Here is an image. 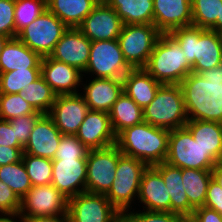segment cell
<instances>
[{"label":"cell","instance_id":"cell-36","mask_svg":"<svg viewBox=\"0 0 222 222\" xmlns=\"http://www.w3.org/2000/svg\"><path fill=\"white\" fill-rule=\"evenodd\" d=\"M22 161L26 168L32 186L51 184L52 160L48 158L22 154Z\"/></svg>","mask_w":222,"mask_h":222},{"label":"cell","instance_id":"cell-14","mask_svg":"<svg viewBox=\"0 0 222 222\" xmlns=\"http://www.w3.org/2000/svg\"><path fill=\"white\" fill-rule=\"evenodd\" d=\"M89 111L83 96L77 93L57 95L48 115L63 135H76Z\"/></svg>","mask_w":222,"mask_h":222},{"label":"cell","instance_id":"cell-10","mask_svg":"<svg viewBox=\"0 0 222 222\" xmlns=\"http://www.w3.org/2000/svg\"><path fill=\"white\" fill-rule=\"evenodd\" d=\"M122 152L116 145L89 150L87 154L86 191L106 194L115 179L118 160Z\"/></svg>","mask_w":222,"mask_h":222},{"label":"cell","instance_id":"cell-53","mask_svg":"<svg viewBox=\"0 0 222 222\" xmlns=\"http://www.w3.org/2000/svg\"><path fill=\"white\" fill-rule=\"evenodd\" d=\"M9 39H10L9 37L0 34V55L2 53L4 45L7 43Z\"/></svg>","mask_w":222,"mask_h":222},{"label":"cell","instance_id":"cell-8","mask_svg":"<svg viewBox=\"0 0 222 222\" xmlns=\"http://www.w3.org/2000/svg\"><path fill=\"white\" fill-rule=\"evenodd\" d=\"M131 69L123 57L117 39L92 41L89 62L83 76L85 79L92 75V78L122 79Z\"/></svg>","mask_w":222,"mask_h":222},{"label":"cell","instance_id":"cell-25","mask_svg":"<svg viewBox=\"0 0 222 222\" xmlns=\"http://www.w3.org/2000/svg\"><path fill=\"white\" fill-rule=\"evenodd\" d=\"M161 174L165 186L168 189L171 202V213H177L189 218L194 211V207L189 203L182 180V169L174 167L166 162L153 165Z\"/></svg>","mask_w":222,"mask_h":222},{"label":"cell","instance_id":"cell-21","mask_svg":"<svg viewBox=\"0 0 222 222\" xmlns=\"http://www.w3.org/2000/svg\"><path fill=\"white\" fill-rule=\"evenodd\" d=\"M62 133L48 114H43L35 123L23 153L53 160Z\"/></svg>","mask_w":222,"mask_h":222},{"label":"cell","instance_id":"cell-24","mask_svg":"<svg viewBox=\"0 0 222 222\" xmlns=\"http://www.w3.org/2000/svg\"><path fill=\"white\" fill-rule=\"evenodd\" d=\"M123 92L144 109L162 85L144 68H132L123 78Z\"/></svg>","mask_w":222,"mask_h":222},{"label":"cell","instance_id":"cell-50","mask_svg":"<svg viewBox=\"0 0 222 222\" xmlns=\"http://www.w3.org/2000/svg\"><path fill=\"white\" fill-rule=\"evenodd\" d=\"M212 179L215 180L222 188V161H219L211 170Z\"/></svg>","mask_w":222,"mask_h":222},{"label":"cell","instance_id":"cell-13","mask_svg":"<svg viewBox=\"0 0 222 222\" xmlns=\"http://www.w3.org/2000/svg\"><path fill=\"white\" fill-rule=\"evenodd\" d=\"M87 159H53L51 184L70 199L86 191Z\"/></svg>","mask_w":222,"mask_h":222},{"label":"cell","instance_id":"cell-52","mask_svg":"<svg viewBox=\"0 0 222 222\" xmlns=\"http://www.w3.org/2000/svg\"><path fill=\"white\" fill-rule=\"evenodd\" d=\"M219 29H222V5L220 11V19H217L216 23L209 30L217 31Z\"/></svg>","mask_w":222,"mask_h":222},{"label":"cell","instance_id":"cell-22","mask_svg":"<svg viewBox=\"0 0 222 222\" xmlns=\"http://www.w3.org/2000/svg\"><path fill=\"white\" fill-rule=\"evenodd\" d=\"M137 200L144 210L171 212L168 189L161 174L153 166H148L142 175Z\"/></svg>","mask_w":222,"mask_h":222},{"label":"cell","instance_id":"cell-7","mask_svg":"<svg viewBox=\"0 0 222 222\" xmlns=\"http://www.w3.org/2000/svg\"><path fill=\"white\" fill-rule=\"evenodd\" d=\"M161 32L153 24L123 25L118 42L131 68H144Z\"/></svg>","mask_w":222,"mask_h":222},{"label":"cell","instance_id":"cell-12","mask_svg":"<svg viewBox=\"0 0 222 222\" xmlns=\"http://www.w3.org/2000/svg\"><path fill=\"white\" fill-rule=\"evenodd\" d=\"M68 198L52 184L32 186L21 199L22 217H51L68 213Z\"/></svg>","mask_w":222,"mask_h":222},{"label":"cell","instance_id":"cell-47","mask_svg":"<svg viewBox=\"0 0 222 222\" xmlns=\"http://www.w3.org/2000/svg\"><path fill=\"white\" fill-rule=\"evenodd\" d=\"M0 145L22 147L17 140L16 133L8 120L0 119Z\"/></svg>","mask_w":222,"mask_h":222},{"label":"cell","instance_id":"cell-11","mask_svg":"<svg viewBox=\"0 0 222 222\" xmlns=\"http://www.w3.org/2000/svg\"><path fill=\"white\" fill-rule=\"evenodd\" d=\"M70 222H118L123 215L105 194L82 192L68 200Z\"/></svg>","mask_w":222,"mask_h":222},{"label":"cell","instance_id":"cell-1","mask_svg":"<svg viewBox=\"0 0 222 222\" xmlns=\"http://www.w3.org/2000/svg\"><path fill=\"white\" fill-rule=\"evenodd\" d=\"M188 120L222 123V63L191 72L180 84Z\"/></svg>","mask_w":222,"mask_h":222},{"label":"cell","instance_id":"cell-28","mask_svg":"<svg viewBox=\"0 0 222 222\" xmlns=\"http://www.w3.org/2000/svg\"><path fill=\"white\" fill-rule=\"evenodd\" d=\"M222 63V45L216 31L206 29L196 42V63L192 72L200 74Z\"/></svg>","mask_w":222,"mask_h":222},{"label":"cell","instance_id":"cell-42","mask_svg":"<svg viewBox=\"0 0 222 222\" xmlns=\"http://www.w3.org/2000/svg\"><path fill=\"white\" fill-rule=\"evenodd\" d=\"M43 114L39 111H36L33 114L29 115H23L19 116L17 118H14L12 120H9L12 128L14 129L16 133L17 140L19 141V144L24 148L29 140L30 133L35 125V123L38 121V119Z\"/></svg>","mask_w":222,"mask_h":222},{"label":"cell","instance_id":"cell-30","mask_svg":"<svg viewBox=\"0 0 222 222\" xmlns=\"http://www.w3.org/2000/svg\"><path fill=\"white\" fill-rule=\"evenodd\" d=\"M123 25L153 24V0H109Z\"/></svg>","mask_w":222,"mask_h":222},{"label":"cell","instance_id":"cell-32","mask_svg":"<svg viewBox=\"0 0 222 222\" xmlns=\"http://www.w3.org/2000/svg\"><path fill=\"white\" fill-rule=\"evenodd\" d=\"M19 95L30 104V106L42 114H48L55 102L56 94L41 76L39 79L25 87Z\"/></svg>","mask_w":222,"mask_h":222},{"label":"cell","instance_id":"cell-56","mask_svg":"<svg viewBox=\"0 0 222 222\" xmlns=\"http://www.w3.org/2000/svg\"><path fill=\"white\" fill-rule=\"evenodd\" d=\"M118 222H130L125 216H123Z\"/></svg>","mask_w":222,"mask_h":222},{"label":"cell","instance_id":"cell-9","mask_svg":"<svg viewBox=\"0 0 222 222\" xmlns=\"http://www.w3.org/2000/svg\"><path fill=\"white\" fill-rule=\"evenodd\" d=\"M68 27L46 9L31 24L22 29L17 38L42 58L50 56Z\"/></svg>","mask_w":222,"mask_h":222},{"label":"cell","instance_id":"cell-20","mask_svg":"<svg viewBox=\"0 0 222 222\" xmlns=\"http://www.w3.org/2000/svg\"><path fill=\"white\" fill-rule=\"evenodd\" d=\"M153 25L161 33L192 26L191 0H153Z\"/></svg>","mask_w":222,"mask_h":222},{"label":"cell","instance_id":"cell-45","mask_svg":"<svg viewBox=\"0 0 222 222\" xmlns=\"http://www.w3.org/2000/svg\"><path fill=\"white\" fill-rule=\"evenodd\" d=\"M204 206L222 214V188L213 179L209 182Z\"/></svg>","mask_w":222,"mask_h":222},{"label":"cell","instance_id":"cell-49","mask_svg":"<svg viewBox=\"0 0 222 222\" xmlns=\"http://www.w3.org/2000/svg\"><path fill=\"white\" fill-rule=\"evenodd\" d=\"M24 222H70L68 214L51 217H23Z\"/></svg>","mask_w":222,"mask_h":222},{"label":"cell","instance_id":"cell-55","mask_svg":"<svg viewBox=\"0 0 222 222\" xmlns=\"http://www.w3.org/2000/svg\"><path fill=\"white\" fill-rule=\"evenodd\" d=\"M216 32H217V34H218L220 43H221V45H222V29H219V30H217Z\"/></svg>","mask_w":222,"mask_h":222},{"label":"cell","instance_id":"cell-15","mask_svg":"<svg viewBox=\"0 0 222 222\" xmlns=\"http://www.w3.org/2000/svg\"><path fill=\"white\" fill-rule=\"evenodd\" d=\"M123 23L108 4H97L77 27L91 42L118 39Z\"/></svg>","mask_w":222,"mask_h":222},{"label":"cell","instance_id":"cell-3","mask_svg":"<svg viewBox=\"0 0 222 222\" xmlns=\"http://www.w3.org/2000/svg\"><path fill=\"white\" fill-rule=\"evenodd\" d=\"M144 69L162 84L179 85L192 72L180 45L169 33H161Z\"/></svg>","mask_w":222,"mask_h":222},{"label":"cell","instance_id":"cell-46","mask_svg":"<svg viewBox=\"0 0 222 222\" xmlns=\"http://www.w3.org/2000/svg\"><path fill=\"white\" fill-rule=\"evenodd\" d=\"M190 222H222V214L217 211L200 206L194 209L193 214L189 217Z\"/></svg>","mask_w":222,"mask_h":222},{"label":"cell","instance_id":"cell-23","mask_svg":"<svg viewBox=\"0 0 222 222\" xmlns=\"http://www.w3.org/2000/svg\"><path fill=\"white\" fill-rule=\"evenodd\" d=\"M42 57L17 37L10 38L0 55V73L18 69H41Z\"/></svg>","mask_w":222,"mask_h":222},{"label":"cell","instance_id":"cell-18","mask_svg":"<svg viewBox=\"0 0 222 222\" xmlns=\"http://www.w3.org/2000/svg\"><path fill=\"white\" fill-rule=\"evenodd\" d=\"M41 76L56 95L80 93L83 74L77 68L54 60L50 56L41 61Z\"/></svg>","mask_w":222,"mask_h":222},{"label":"cell","instance_id":"cell-4","mask_svg":"<svg viewBox=\"0 0 222 222\" xmlns=\"http://www.w3.org/2000/svg\"><path fill=\"white\" fill-rule=\"evenodd\" d=\"M144 122L155 127L174 130L188 121L184 97L178 84H162L155 98L143 109Z\"/></svg>","mask_w":222,"mask_h":222},{"label":"cell","instance_id":"cell-5","mask_svg":"<svg viewBox=\"0 0 222 222\" xmlns=\"http://www.w3.org/2000/svg\"><path fill=\"white\" fill-rule=\"evenodd\" d=\"M147 167L141 160L125 155L118 160L116 177L105 196L123 216L136 204L141 178Z\"/></svg>","mask_w":222,"mask_h":222},{"label":"cell","instance_id":"cell-33","mask_svg":"<svg viewBox=\"0 0 222 222\" xmlns=\"http://www.w3.org/2000/svg\"><path fill=\"white\" fill-rule=\"evenodd\" d=\"M0 181L6 183L20 200L32 188L22 159L17 163L0 166Z\"/></svg>","mask_w":222,"mask_h":222},{"label":"cell","instance_id":"cell-41","mask_svg":"<svg viewBox=\"0 0 222 222\" xmlns=\"http://www.w3.org/2000/svg\"><path fill=\"white\" fill-rule=\"evenodd\" d=\"M134 210L136 207L124 215L130 222H187L189 220L186 216L177 213Z\"/></svg>","mask_w":222,"mask_h":222},{"label":"cell","instance_id":"cell-37","mask_svg":"<svg viewBox=\"0 0 222 222\" xmlns=\"http://www.w3.org/2000/svg\"><path fill=\"white\" fill-rule=\"evenodd\" d=\"M47 9L46 0H15V38Z\"/></svg>","mask_w":222,"mask_h":222},{"label":"cell","instance_id":"cell-35","mask_svg":"<svg viewBox=\"0 0 222 222\" xmlns=\"http://www.w3.org/2000/svg\"><path fill=\"white\" fill-rule=\"evenodd\" d=\"M192 26L210 29L220 19L222 0H191Z\"/></svg>","mask_w":222,"mask_h":222},{"label":"cell","instance_id":"cell-27","mask_svg":"<svg viewBox=\"0 0 222 222\" xmlns=\"http://www.w3.org/2000/svg\"><path fill=\"white\" fill-rule=\"evenodd\" d=\"M46 5L68 28H77L97 3L93 0H46Z\"/></svg>","mask_w":222,"mask_h":222},{"label":"cell","instance_id":"cell-44","mask_svg":"<svg viewBox=\"0 0 222 222\" xmlns=\"http://www.w3.org/2000/svg\"><path fill=\"white\" fill-rule=\"evenodd\" d=\"M21 200L6 184L0 181V215L19 213Z\"/></svg>","mask_w":222,"mask_h":222},{"label":"cell","instance_id":"cell-43","mask_svg":"<svg viewBox=\"0 0 222 222\" xmlns=\"http://www.w3.org/2000/svg\"><path fill=\"white\" fill-rule=\"evenodd\" d=\"M15 0H0V34L15 38Z\"/></svg>","mask_w":222,"mask_h":222},{"label":"cell","instance_id":"cell-40","mask_svg":"<svg viewBox=\"0 0 222 222\" xmlns=\"http://www.w3.org/2000/svg\"><path fill=\"white\" fill-rule=\"evenodd\" d=\"M88 152L76 135H62L54 159H87Z\"/></svg>","mask_w":222,"mask_h":222},{"label":"cell","instance_id":"cell-48","mask_svg":"<svg viewBox=\"0 0 222 222\" xmlns=\"http://www.w3.org/2000/svg\"><path fill=\"white\" fill-rule=\"evenodd\" d=\"M23 147H9L0 145V166L17 163L22 159Z\"/></svg>","mask_w":222,"mask_h":222},{"label":"cell","instance_id":"cell-19","mask_svg":"<svg viewBox=\"0 0 222 222\" xmlns=\"http://www.w3.org/2000/svg\"><path fill=\"white\" fill-rule=\"evenodd\" d=\"M86 84L82 78L80 94L92 111H104L109 113L113 104L123 93V80L111 78H90ZM84 82V83H83Z\"/></svg>","mask_w":222,"mask_h":222},{"label":"cell","instance_id":"cell-2","mask_svg":"<svg viewBox=\"0 0 222 222\" xmlns=\"http://www.w3.org/2000/svg\"><path fill=\"white\" fill-rule=\"evenodd\" d=\"M170 130L147 122L128 127L116 136V146L123 155L141 160L148 166L165 162Z\"/></svg>","mask_w":222,"mask_h":222},{"label":"cell","instance_id":"cell-38","mask_svg":"<svg viewBox=\"0 0 222 222\" xmlns=\"http://www.w3.org/2000/svg\"><path fill=\"white\" fill-rule=\"evenodd\" d=\"M205 30L200 27L189 26L176 28L169 32L180 45L182 52H184L188 63L192 67L196 63V42H198L199 36Z\"/></svg>","mask_w":222,"mask_h":222},{"label":"cell","instance_id":"cell-34","mask_svg":"<svg viewBox=\"0 0 222 222\" xmlns=\"http://www.w3.org/2000/svg\"><path fill=\"white\" fill-rule=\"evenodd\" d=\"M41 77V69H18L0 73V94H19Z\"/></svg>","mask_w":222,"mask_h":222},{"label":"cell","instance_id":"cell-39","mask_svg":"<svg viewBox=\"0 0 222 222\" xmlns=\"http://www.w3.org/2000/svg\"><path fill=\"white\" fill-rule=\"evenodd\" d=\"M36 111L19 94H0V119L12 120Z\"/></svg>","mask_w":222,"mask_h":222},{"label":"cell","instance_id":"cell-6","mask_svg":"<svg viewBox=\"0 0 222 222\" xmlns=\"http://www.w3.org/2000/svg\"><path fill=\"white\" fill-rule=\"evenodd\" d=\"M165 162L171 166L212 170L217 161L194 140L186 128L170 130L168 154Z\"/></svg>","mask_w":222,"mask_h":222},{"label":"cell","instance_id":"cell-16","mask_svg":"<svg viewBox=\"0 0 222 222\" xmlns=\"http://www.w3.org/2000/svg\"><path fill=\"white\" fill-rule=\"evenodd\" d=\"M90 49L91 41L78 28H68L50 57L83 73L89 62Z\"/></svg>","mask_w":222,"mask_h":222},{"label":"cell","instance_id":"cell-31","mask_svg":"<svg viewBox=\"0 0 222 222\" xmlns=\"http://www.w3.org/2000/svg\"><path fill=\"white\" fill-rule=\"evenodd\" d=\"M212 179L211 170L193 168L182 169V180L189 203L194 207L204 206L209 182Z\"/></svg>","mask_w":222,"mask_h":222},{"label":"cell","instance_id":"cell-29","mask_svg":"<svg viewBox=\"0 0 222 222\" xmlns=\"http://www.w3.org/2000/svg\"><path fill=\"white\" fill-rule=\"evenodd\" d=\"M109 116L116 136L126 128L144 122L143 109L124 92L113 104Z\"/></svg>","mask_w":222,"mask_h":222},{"label":"cell","instance_id":"cell-51","mask_svg":"<svg viewBox=\"0 0 222 222\" xmlns=\"http://www.w3.org/2000/svg\"><path fill=\"white\" fill-rule=\"evenodd\" d=\"M0 222H24L23 217L19 214H1Z\"/></svg>","mask_w":222,"mask_h":222},{"label":"cell","instance_id":"cell-17","mask_svg":"<svg viewBox=\"0 0 222 222\" xmlns=\"http://www.w3.org/2000/svg\"><path fill=\"white\" fill-rule=\"evenodd\" d=\"M77 138L89 149H103L116 144L109 113L90 110L76 133Z\"/></svg>","mask_w":222,"mask_h":222},{"label":"cell","instance_id":"cell-26","mask_svg":"<svg viewBox=\"0 0 222 222\" xmlns=\"http://www.w3.org/2000/svg\"><path fill=\"white\" fill-rule=\"evenodd\" d=\"M185 127L197 143L217 161H222V123L188 120Z\"/></svg>","mask_w":222,"mask_h":222},{"label":"cell","instance_id":"cell-54","mask_svg":"<svg viewBox=\"0 0 222 222\" xmlns=\"http://www.w3.org/2000/svg\"><path fill=\"white\" fill-rule=\"evenodd\" d=\"M97 4H107L109 0H93Z\"/></svg>","mask_w":222,"mask_h":222}]
</instances>
